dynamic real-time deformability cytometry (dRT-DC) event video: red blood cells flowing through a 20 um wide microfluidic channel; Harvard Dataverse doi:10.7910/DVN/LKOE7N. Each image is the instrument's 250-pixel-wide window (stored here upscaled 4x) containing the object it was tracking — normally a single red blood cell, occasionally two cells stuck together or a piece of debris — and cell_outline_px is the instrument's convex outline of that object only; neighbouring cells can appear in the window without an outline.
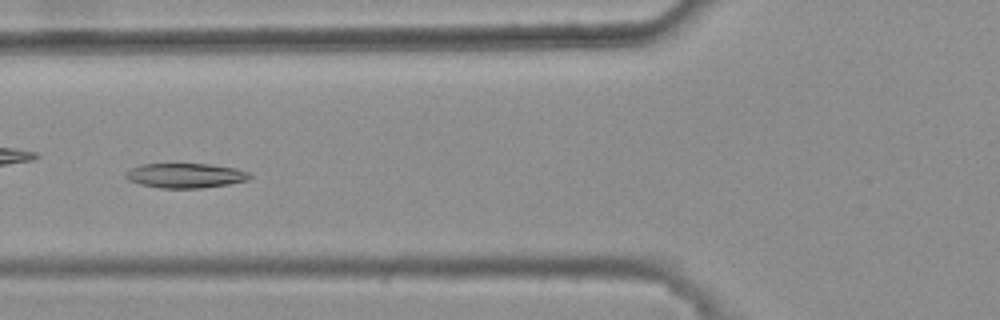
{"species": "common noctule bat (a hibernating species)", "species_latin": "Nyctalus noctula", "temperature_condition": "warm", "stored_images_in_passage": 17, "camera_frame_rate_fps": 3000, "um_per_image_px": 0.085, "animal": {"sex": "female", "body_mass_g": 25.1}, "frame": {"image": 1, "passage_image": 8, "time_ms": 2.333, "image_size_px": [1000, 320], "cell_outline_px": [[252, 176], [248, 180], [228, 184], [200, 188], [160, 188], [140, 184], [128, 180], [124, 176], [132, 168], [140, 164], [208, 164], [236, 168], [248, 172]], "centroid_in_image_um": [15.77, 14.92], "position_along_channel_um": 110.0, "area_um2": 17.74}}